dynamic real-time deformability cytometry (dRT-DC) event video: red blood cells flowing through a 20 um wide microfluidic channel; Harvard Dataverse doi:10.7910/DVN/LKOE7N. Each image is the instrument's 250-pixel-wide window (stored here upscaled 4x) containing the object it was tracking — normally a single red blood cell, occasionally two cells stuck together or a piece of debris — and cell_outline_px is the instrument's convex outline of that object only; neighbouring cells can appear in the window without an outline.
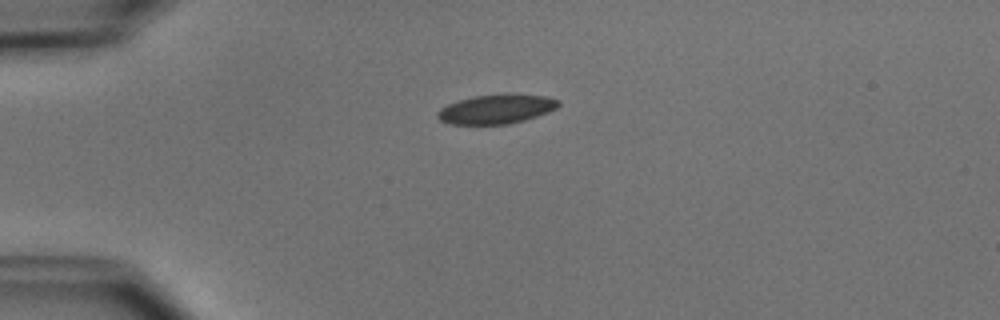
{"species": "common noctule bat (a hibernating species)", "species_latin": "Nyctalus noctula", "temperature_condition": "cold", "stored_images_in_passage": 2, "camera_frame_rate_fps": 3000, "um_per_image_px": 0.085, "animal": {"sex": "male", "body_mass_g": 15.6}, "frame": {"image": 1, "passage_image": 1, "time_ms": 0.0, "image_size_px": [1000, 320], "cell_outline_px": [[560, 104], [556, 108], [548, 112], [524, 120], [508, 124], [448, 124], [440, 120], [436, 116], [436, 112], [440, 108], [448, 104], [460, 100], [476, 96], [504, 92], [544, 96], [560, 100]], "centroid_in_image_um": [42.19, 9.25], "position_along_channel_um": 42.8, "area_um2": 20.87}}